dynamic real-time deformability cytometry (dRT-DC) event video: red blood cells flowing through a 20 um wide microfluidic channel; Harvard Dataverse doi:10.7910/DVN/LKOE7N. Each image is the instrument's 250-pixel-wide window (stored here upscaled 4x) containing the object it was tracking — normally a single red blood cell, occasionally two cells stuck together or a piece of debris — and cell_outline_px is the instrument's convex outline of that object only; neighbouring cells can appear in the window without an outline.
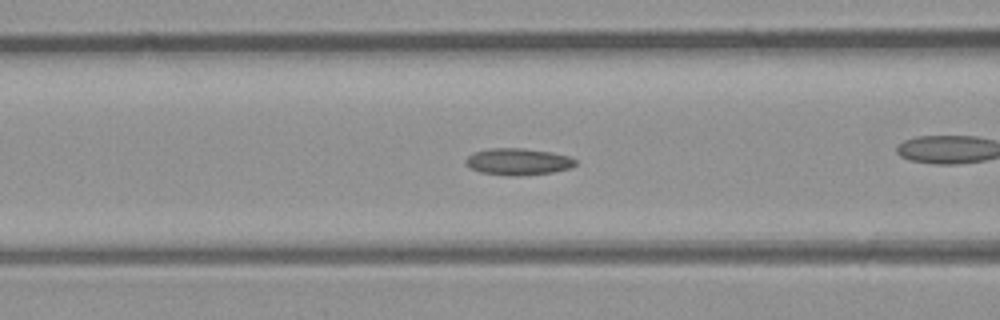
{"species": "common noctule bat (a hibernating species)", "species_latin": "Nyctalus noctula", "temperature_condition": "room temperature", "stored_images_in_passage": 36, "camera_frame_rate_fps": 3000, "um_per_image_px": 0.085, "animal": {"sex": "male", "body_mass_g": 23.1, "forearm_length_mm": 52.7}, "frame": {"image": 1, "passage_image": 6, "time_ms": 1.667, "image_size_px": [1000, 320], "cell_outline_px": [[576, 164], [568, 168], [552, 172], [520, 176], [508, 176], [480, 172], [464, 164], [464, 160], [472, 152], [488, 148], [524, 148], [552, 152], [568, 156], [576, 160]], "centroid_in_image_um": [43.98, 13.73], "position_along_channel_um": 122.6, "area_um2": 17.22}, "authors_computed_cell_mechanics": {"area_um2": 16.473, "velocity_mm_per_s": 4.268, "shape_relaxation_time_tau1_ms": null, "shape_relaxation_time_tau2_ms": 5.1741, "deformation_change_tau1": null, "deformation_change_tau2": 0.1254}}